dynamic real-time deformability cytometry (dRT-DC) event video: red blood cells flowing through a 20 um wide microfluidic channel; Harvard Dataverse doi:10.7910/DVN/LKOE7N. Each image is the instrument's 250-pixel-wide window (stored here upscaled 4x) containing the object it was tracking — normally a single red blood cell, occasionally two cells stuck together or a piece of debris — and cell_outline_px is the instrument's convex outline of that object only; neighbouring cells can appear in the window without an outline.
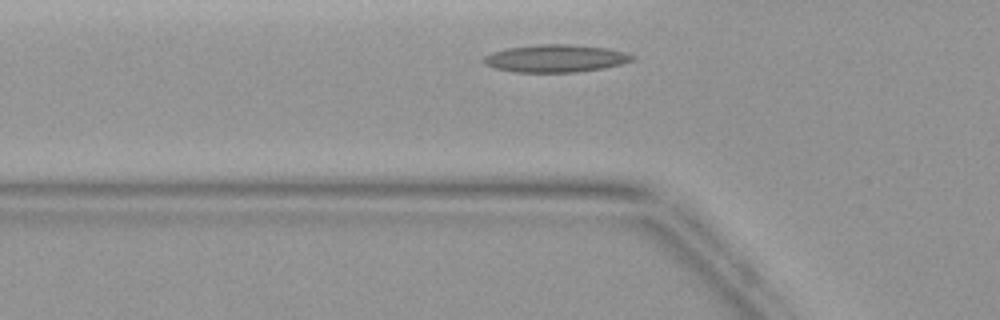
{"species": "common noctule bat (a hibernating species)", "species_latin": "Nyctalus noctula", "temperature_condition": "warm", "stored_images_in_passage": 3, "camera_frame_rate_fps": 3000, "um_per_image_px": 0.085, "animal": {"sex": "female", "body_mass_g": 19.9}, "frame": {"image": 1, "passage_image": 2, "time_ms": 0.333, "image_size_px": [1000, 320], "cell_outline_px": [[636, 56], [632, 60], [620, 64], [600, 68], [576, 72], [516, 72], [496, 68], [484, 64], [480, 60], [484, 56], [492, 52], [508, 48], [536, 44], [568, 44], [608, 48], [624, 52]], "centroid_in_image_um": [47.18, 4.95], "position_along_channel_um": 78.6, "area_um2": 23.76}}